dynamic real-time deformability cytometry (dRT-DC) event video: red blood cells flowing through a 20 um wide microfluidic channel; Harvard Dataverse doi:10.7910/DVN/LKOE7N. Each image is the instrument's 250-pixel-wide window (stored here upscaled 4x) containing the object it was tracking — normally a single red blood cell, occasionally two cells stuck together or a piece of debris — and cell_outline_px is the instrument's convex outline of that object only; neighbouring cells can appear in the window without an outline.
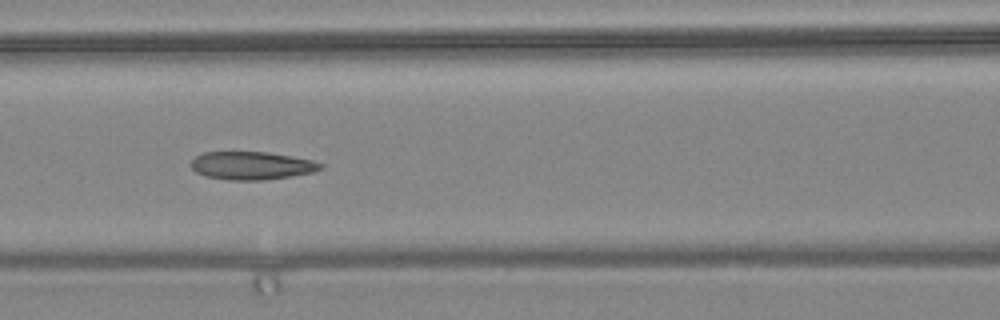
{"species": "common noctule bat (a hibernating species)", "species_latin": "Nyctalus noctula", "temperature_condition": "warm", "stored_images_in_passage": 14, "camera_frame_rate_fps": 3000, "um_per_image_px": 0.085, "animal": {"sex": "female", "body_mass_g": 24.6, "forearm_length_mm": 56.2}, "frame": {"image": 1, "passage_image": 5, "time_ms": 1.333, "image_size_px": [1000, 320], "cell_outline_px": [[324, 168], [312, 172], [292, 176], [264, 180], [232, 180], [204, 176], [196, 172], [188, 164], [196, 156], [204, 152], [268, 152], [292, 156], [312, 160], [324, 164]], "centroid_in_image_um": [21.39, 14.07], "position_along_channel_um": 145.2, "area_um2": 21.27}}
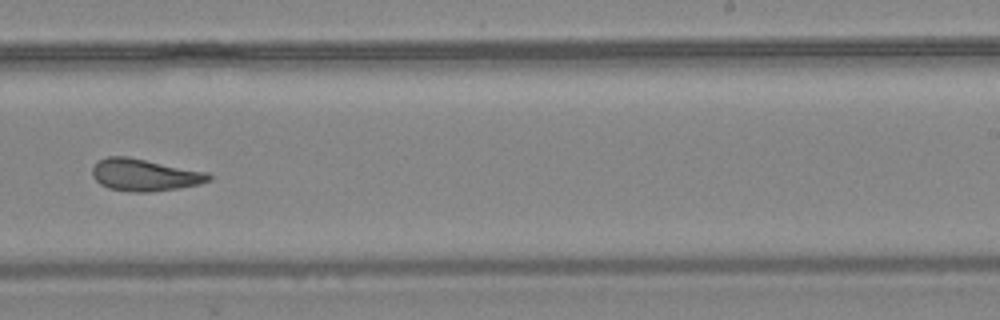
{"frame": {"image": 2, "passage_image": 8, "time_ms": 2.333, "image_size_px": [1000, 320], "cell_outline_px": [[212, 180], [200, 184], [152, 192], [128, 192], [108, 188], [100, 184], [92, 176], [92, 168], [96, 160], [108, 156], [128, 156], [208, 172], [212, 176]], "centroid_in_image_um": [12.27, 14.86], "position_along_channel_um": 276.7, "area_um2": 22.08}}
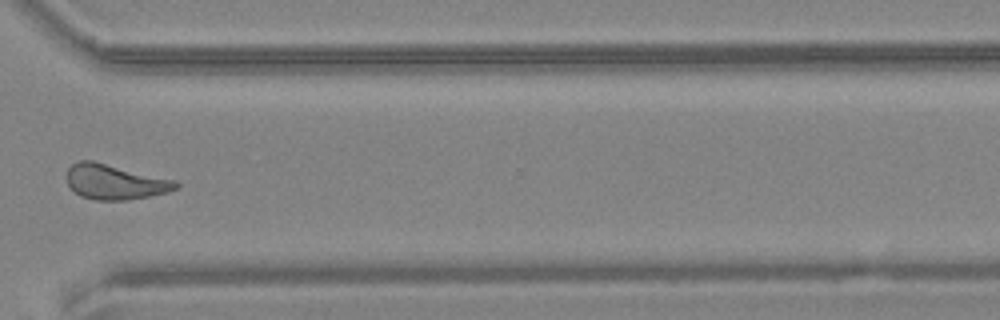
{"frame": {"image": 3, "passage_image": 10, "time_ms": 3.0, "image_size_px": [1000, 320], "cell_outline_px": [[180, 188], [168, 192], [128, 200], [96, 200], [80, 196], [68, 184], [68, 168], [72, 164], [80, 160], [92, 160], [176, 180], [180, 184]], "centroid_in_image_um": [9.81, 15.46], "position_along_channel_um": 360.8, "area_um2": 22.25}}